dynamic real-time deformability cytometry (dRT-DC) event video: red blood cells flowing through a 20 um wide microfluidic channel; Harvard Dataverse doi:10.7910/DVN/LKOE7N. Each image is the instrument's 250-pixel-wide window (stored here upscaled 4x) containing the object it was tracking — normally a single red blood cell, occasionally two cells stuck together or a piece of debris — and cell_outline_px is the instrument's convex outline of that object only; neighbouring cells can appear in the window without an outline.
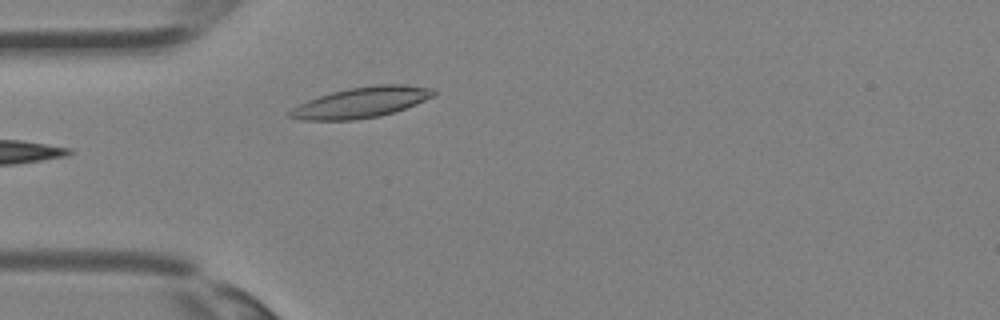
{"species": "Egyptian fruit bat (a non-hibernating species)", "species_latin": "Rousettus aegyptiacus", "temperature_condition": "room temperature", "stored_images_in_passage": 23, "camera_frame_rate_fps": 3000, "um_per_image_px": 0.085, "animal": {"sex": "female"}, "frame": {"image": 1, "passage_image": 1, "time_ms": 0.0, "image_size_px": [1000, 320], "cell_outline_px": [[436, 96], [416, 104], [380, 116], [352, 120], [300, 120], [284, 116], [292, 108], [308, 100], [332, 92], [348, 88], [372, 84], [404, 84], [436, 88]], "centroid_in_image_um": [30.73, 8.69], "position_along_channel_um": 54.3, "area_um2": 25.89}}
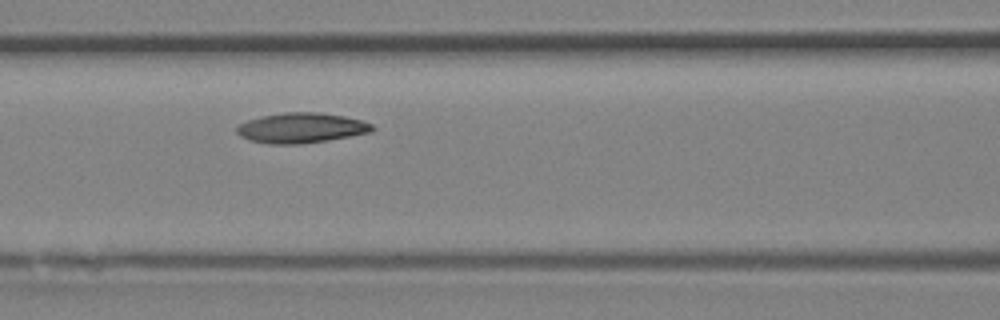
{"frame": {"image": 2, "passage_image": 6, "time_ms": 1.667, "image_size_px": [1000, 320], "cell_outline_px": [[376, 128], [372, 132], [328, 140], [300, 144], [268, 144], [248, 140], [240, 136], [236, 132], [236, 128], [240, 124], [248, 120], [260, 116], [284, 112], [320, 112], [344, 116], [360, 120], [372, 124]], "centroid_in_image_um": [25.6, 10.87], "position_along_channel_um": 141.0, "area_um2": 23.93}}
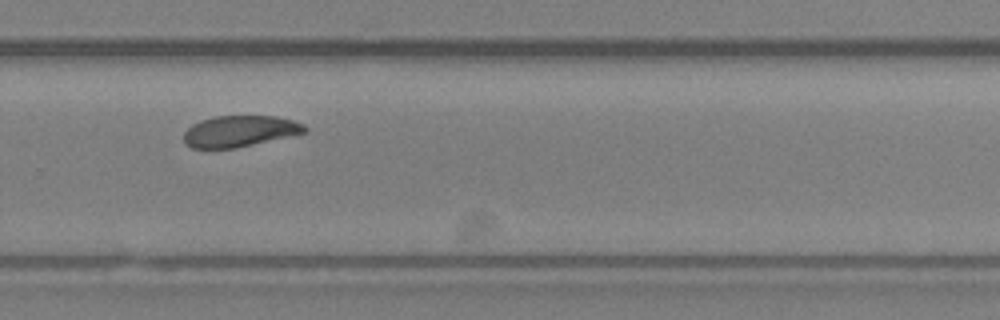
{"frame": {"image": 3, "passage_image": 15, "time_ms": 4.667, "image_size_px": [1000, 320], "cell_outline_px": [[308, 132], [236, 148], [192, 148], [184, 140], [184, 132], [192, 124], [200, 120], [216, 116], [276, 116], [292, 120], [304, 124], [308, 128]], "centroid_in_image_um": [20.4, 11.14], "position_along_channel_um": 309.4, "area_um2": 21.96}}